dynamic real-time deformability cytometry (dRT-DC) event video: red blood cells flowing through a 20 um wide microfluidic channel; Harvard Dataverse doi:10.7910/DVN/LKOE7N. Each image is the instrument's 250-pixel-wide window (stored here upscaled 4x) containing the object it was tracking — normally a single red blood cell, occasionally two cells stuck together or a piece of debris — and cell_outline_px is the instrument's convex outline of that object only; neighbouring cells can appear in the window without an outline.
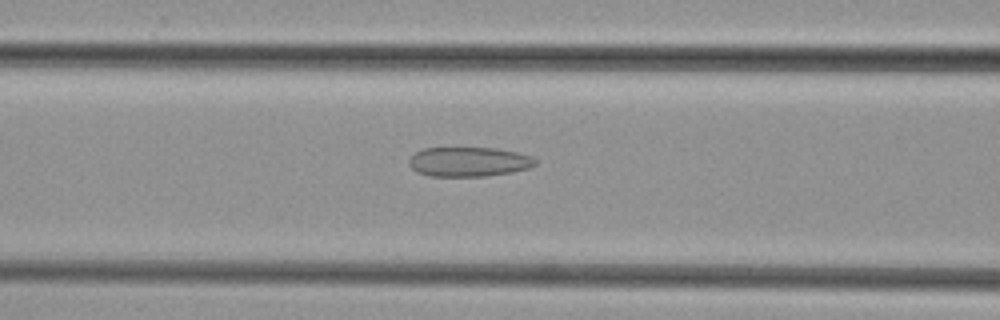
{"species": "common noctule bat (a hibernating species)", "species_latin": "Nyctalus noctula", "temperature_condition": "cold", "stored_images_in_passage": 30, "camera_frame_rate_fps": 3000, "um_per_image_px": 0.085, "animal": {"sex": "female", "body_mass_g": 29.2, "forearm_length_mm": 56.3}, "frame": {"image": 1, "passage_image": 6, "time_ms": 1.667, "image_size_px": [1000, 320], "cell_outline_px": [[536, 164], [528, 168], [512, 172], [484, 176], [428, 176], [416, 172], [408, 164], [408, 160], [416, 152], [424, 148], [496, 148], [516, 152], [532, 156], [536, 160]], "centroid_in_image_um": [39.83, 13.75], "position_along_channel_um": 126.8, "area_um2": 21.73}}
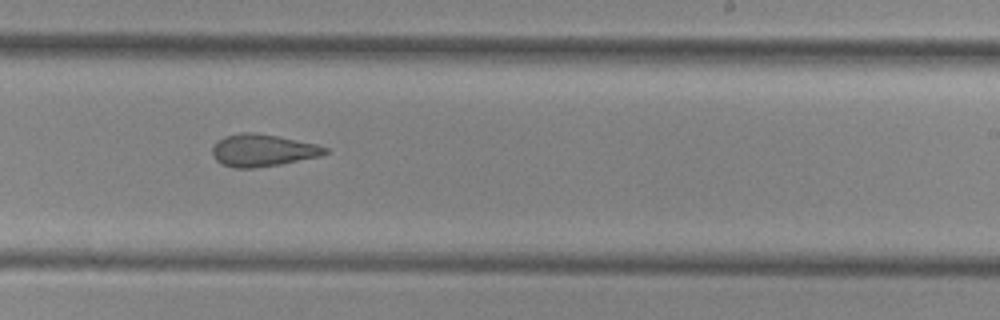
{"frame": {"image": 2, "passage_image": 16, "time_ms": 5.0, "image_size_px": [1000, 320], "cell_outline_px": [[328, 152], [320, 156], [280, 164], [256, 168], [232, 168], [220, 164], [212, 156], [212, 148], [216, 140], [224, 136], [240, 132], [252, 132], [276, 136], [316, 144], [328, 148]], "centroid_in_image_um": [22.26, 12.78], "position_along_channel_um": 266.7, "area_um2": 21.27}}
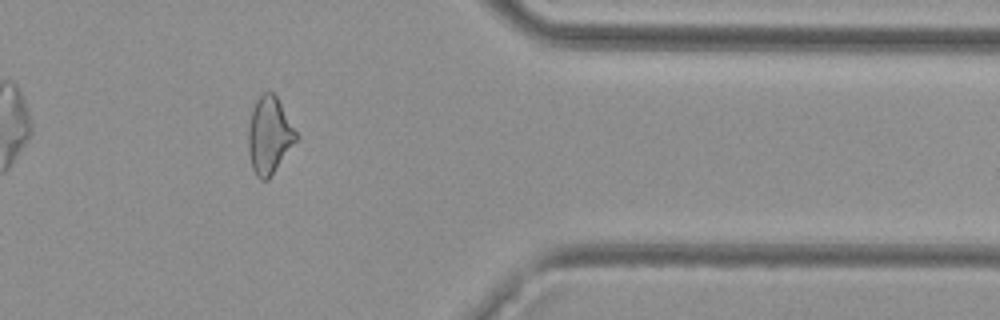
{"frame": {"image": 3, "passage_image": 26, "time_ms": 8.333, "image_size_px": [1000, 320], "cell_outline_px": [[300, 136], [268, 180], [260, 180], [256, 176], [252, 168], [248, 152], [248, 128], [252, 108], [256, 100], [264, 92], [272, 92], [276, 96]], "centroid_in_image_um": [22.89, 11.52], "position_along_channel_um": 388.5, "area_um2": 21.56}}